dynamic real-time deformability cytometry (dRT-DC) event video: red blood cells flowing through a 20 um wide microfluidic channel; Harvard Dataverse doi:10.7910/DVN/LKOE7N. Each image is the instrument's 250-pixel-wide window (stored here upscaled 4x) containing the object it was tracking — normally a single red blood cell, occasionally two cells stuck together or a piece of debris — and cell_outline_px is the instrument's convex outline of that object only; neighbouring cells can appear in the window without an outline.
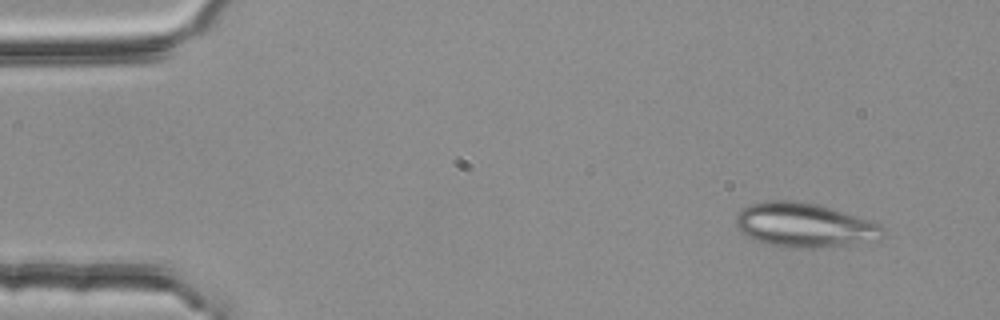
{"species": "common noctule bat (a hibernating species)", "species_latin": "Nyctalus noctula", "temperature_condition": "room temperature", "stored_images_in_passage": 3, "camera_frame_rate_fps": 3000, "um_per_image_px": 0.085, "animal": {"sex": "female", "body_mass_g": 25.1}, "frame": {"image": 1, "passage_image": 1, "time_ms": 0.0, "image_size_px": [1000, 320], "cell_outline_px": [[884, 236], [880, 240], [820, 248], [784, 248], [764, 244], [740, 232], [736, 224], [736, 216], [744, 208], [752, 204], [764, 200], [796, 200], [816, 204], [868, 220], [880, 224], [884, 228]], "centroid_in_image_um": [68.37, 19.15], "position_along_channel_um": 16.6, "area_um2": 38.03}}